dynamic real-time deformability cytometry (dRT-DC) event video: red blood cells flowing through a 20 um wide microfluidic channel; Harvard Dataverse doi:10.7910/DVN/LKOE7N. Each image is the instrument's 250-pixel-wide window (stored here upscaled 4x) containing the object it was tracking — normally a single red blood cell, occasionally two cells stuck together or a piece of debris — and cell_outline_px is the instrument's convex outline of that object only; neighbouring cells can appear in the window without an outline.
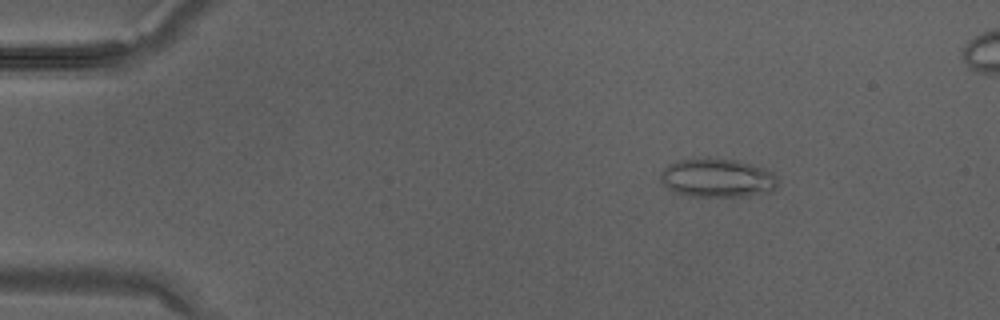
{"species": "Egyptian fruit bat (a non-hibernating species)", "species_latin": "Rousettus aegyptiacus", "temperature_condition": "warm", "stored_images_in_passage": 35, "camera_frame_rate_fps": 3000, "um_per_image_px": 0.085, "animal": {"sex": "male"}, "frame": {"image": 1, "passage_image": 6, "time_ms": 1.667, "image_size_px": [1000, 320], "cell_outline_px": [[776, 188], [772, 192], [740, 196], [688, 196], [676, 192], [668, 188], [660, 180], [660, 172], [668, 164], [680, 160], [736, 160], [752, 164], [764, 168], [772, 172], [776, 176]], "centroid_in_image_um": [60.98, 15.15], "position_along_channel_um": 24.0, "area_um2": 25.95}}
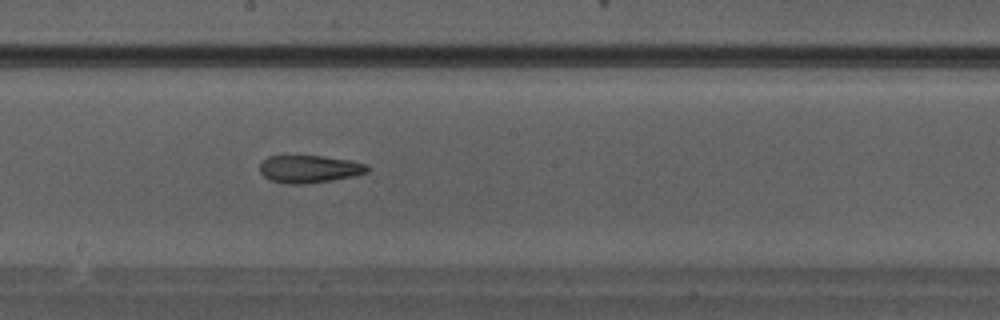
{"frame": {"image": 2, "passage_image": 20, "time_ms": 6.333, "image_size_px": [1000, 320], "cell_outline_px": [[368, 172], [356, 176], [332, 180], [304, 184], [288, 184], [272, 180], [264, 176], [260, 172], [260, 164], [268, 156], [324, 156], [352, 160], [368, 164]], "centroid_in_image_um": [26.34, 14.36], "position_along_channel_um": 221.9, "area_um2": 17.34}}